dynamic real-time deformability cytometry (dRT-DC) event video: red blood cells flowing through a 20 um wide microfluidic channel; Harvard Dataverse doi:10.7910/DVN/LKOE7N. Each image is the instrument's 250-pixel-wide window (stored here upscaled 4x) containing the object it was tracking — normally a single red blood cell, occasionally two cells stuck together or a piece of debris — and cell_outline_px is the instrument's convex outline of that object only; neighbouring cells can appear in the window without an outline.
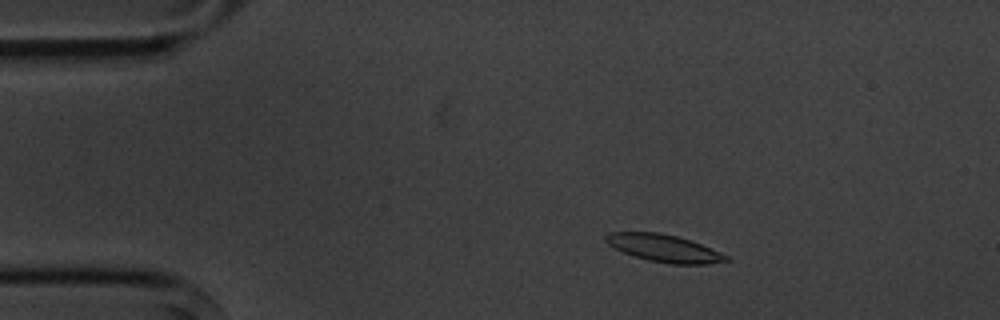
{"species": "common noctule bat (a hibernating species)", "species_latin": "Nyctalus noctula", "temperature_condition": "cold", "stored_images_in_passage": 6, "camera_frame_rate_fps": 3000, "um_per_image_px": 0.085, "animal": {"sex": "male", "body_mass_g": 20.1, "forearm_length_mm": 53.5}, "frame": {"image": 1, "passage_image": 3, "time_ms": 2.333, "image_size_px": [1000, 320], "cell_outline_px": [[732, 260], [708, 264], [668, 264], [648, 260], [624, 252], [608, 244], [604, 240], [604, 236], [608, 232], [660, 232], [676, 236], [700, 244], [720, 252], [728, 256]], "centroid_in_image_um": [56.44, 21.1], "position_along_channel_um": 28.6, "area_um2": 19.07}}
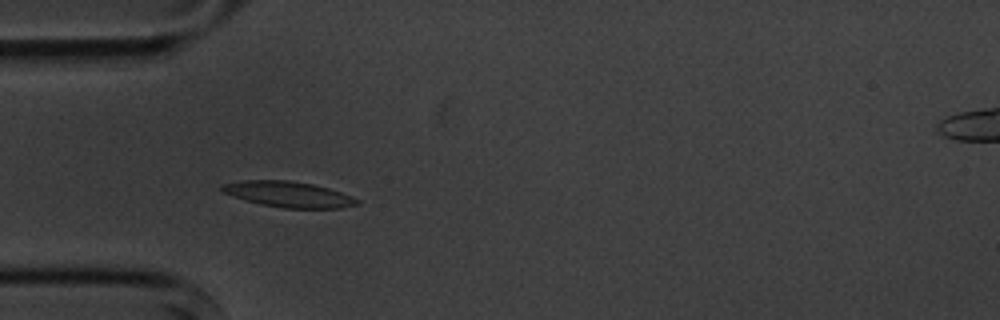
{"frame": {"image": 2, "passage_image": 5, "time_ms": 4.667, "image_size_px": [1000, 320], "cell_outline_px": [[360, 204], [340, 208], [284, 208], [260, 204], [232, 196], [220, 192], [220, 184], [244, 180], [288, 180], [312, 184], [328, 188], [340, 192], [360, 200]], "centroid_in_image_um": [24.48, 16.51], "position_along_channel_um": 60.5, "area_um2": 20.29}}
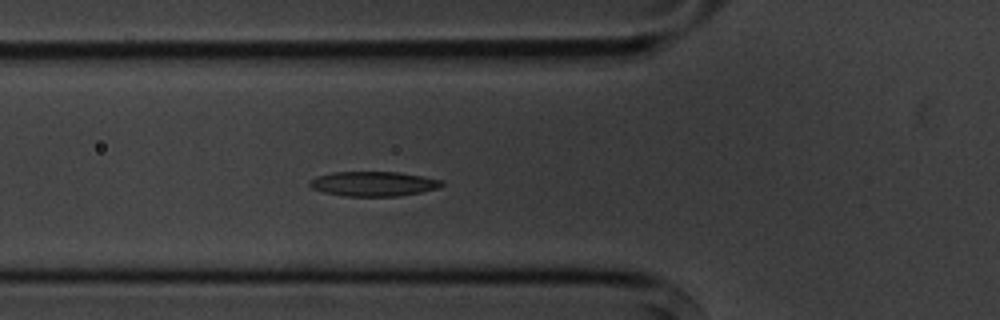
{"frame": {"image": 3, "passage_image": 6, "time_ms": 5.667, "image_size_px": [1000, 320], "cell_outline_px": [[444, 184], [440, 188], [400, 196], [344, 196], [324, 192], [312, 188], [308, 184], [308, 180], [316, 176], [332, 172], [400, 172], [444, 180]], "centroid_in_image_um": [31.75, 15.62], "position_along_channel_um": 94.1, "area_um2": 19.19}}